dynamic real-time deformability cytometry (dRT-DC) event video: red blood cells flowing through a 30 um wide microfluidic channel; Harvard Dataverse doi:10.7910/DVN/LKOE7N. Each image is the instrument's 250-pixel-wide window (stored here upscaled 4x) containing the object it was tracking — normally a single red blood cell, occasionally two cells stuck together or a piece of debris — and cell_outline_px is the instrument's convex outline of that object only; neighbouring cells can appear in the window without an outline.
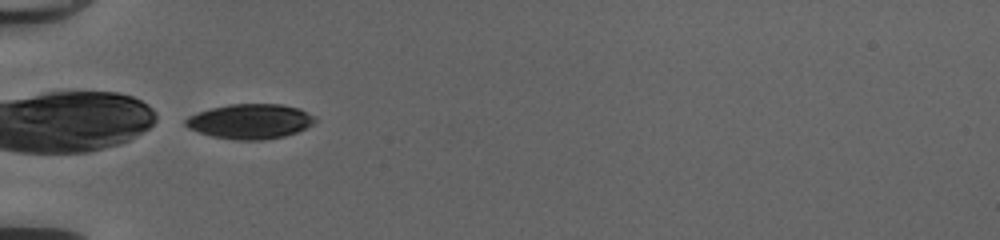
{"species": "common noctule bat (a hibernating species)", "species_latin": "Nyctalus noctula", "temperature_condition": "cold", "stored_images_in_passage": 13, "camera_frame_rate_fps": 3000, "um_per_image_px": 0.085, "animal": {"sex": "female", "body_mass_g": 20.0, "forearm_length_mm": 54.0}, "frame": {"image": 1, "passage_image": 1, "time_ms": 0.0, "image_size_px": [1000, 240], "cell_outline_px": [[316, 120], [312, 124], [296, 132], [284, 136], [260, 140], [236, 140], [212, 136], [188, 128], [184, 124], [184, 120], [188, 116], [212, 108], [228, 104], [280, 104], [300, 108], [316, 116]], "centroid_in_image_um": [21.27, 10.31], "position_along_channel_um": 63.7, "area_um2": 26.18}}
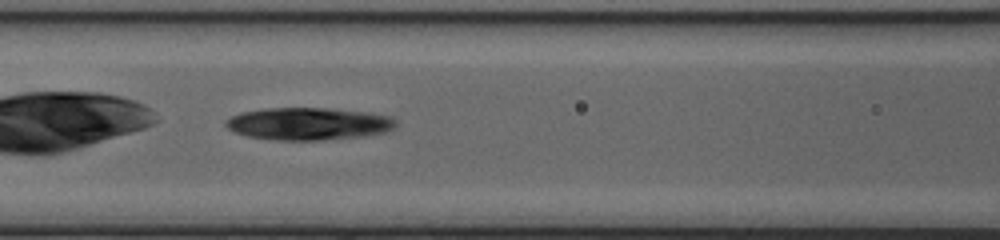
{"frame": {"image": 2, "passage_image": 7, "time_ms": 2.0, "image_size_px": [1000, 240], "cell_outline_px": [[396, 124], [392, 128], [384, 132], [364, 136], [324, 140], [280, 140], [248, 136], [236, 132], [228, 128], [224, 124], [224, 120], [240, 112], [264, 108], [324, 108], [368, 112], [388, 116], [396, 120]], "centroid_in_image_um": [26.19, 10.51], "position_along_channel_um": 140.4, "area_um2": 32.02}}
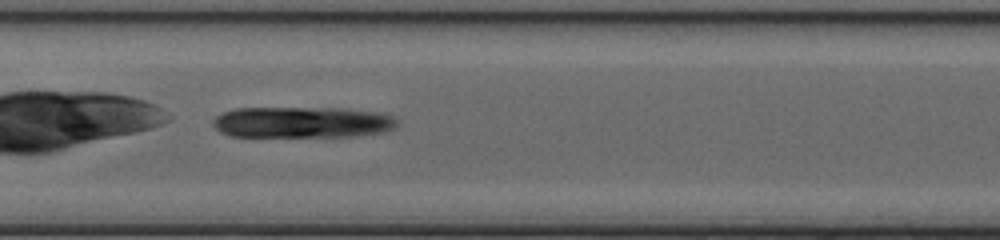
{"frame": {"image": 3, "passage_image": 10, "time_ms": 3.0, "image_size_px": [1000, 240], "cell_outline_px": [[400, 124], [396, 128], [384, 132], [356, 136], [232, 136], [220, 132], [212, 124], [212, 120], [220, 112], [236, 108], [340, 108], [376, 112], [392, 116], [400, 120]], "centroid_in_image_um": [25.71, 10.39], "position_along_channel_um": 181.7, "area_um2": 33.7}}